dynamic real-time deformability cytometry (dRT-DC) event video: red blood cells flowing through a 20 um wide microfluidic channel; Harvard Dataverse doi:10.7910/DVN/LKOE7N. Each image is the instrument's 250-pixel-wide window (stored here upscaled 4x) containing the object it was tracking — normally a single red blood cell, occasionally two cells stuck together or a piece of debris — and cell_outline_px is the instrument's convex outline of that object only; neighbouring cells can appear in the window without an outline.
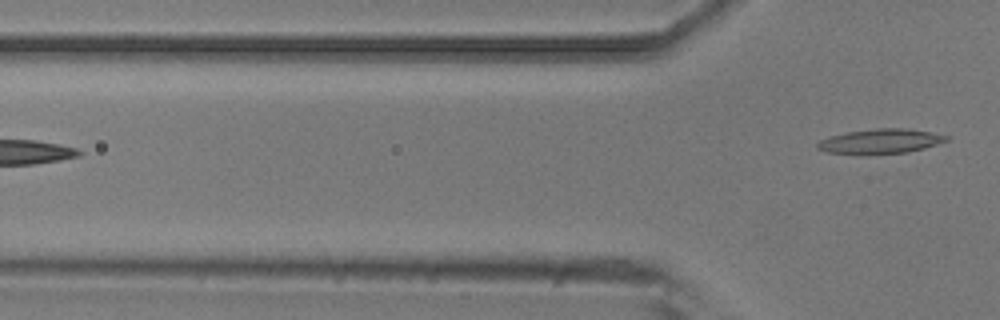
{"species": "common noctule bat (a hibernating species)", "species_latin": "Nyctalus noctula", "temperature_condition": "room temperature", "stored_images_in_passage": 3, "camera_frame_rate_fps": 3000, "um_per_image_px": 0.085, "animal": {"sex": "male", "body_mass_g": 20.5, "forearm_length_mm": 52.5}, "frame": {"image": 1, "passage_image": 3, "time_ms": 0.667, "image_size_px": [1000, 320], "cell_outline_px": [[952, 136], [948, 140], [924, 148], [908, 152], [828, 152], [816, 148], [816, 144], [820, 140], [832, 136], [848, 132], [876, 128], [904, 128]], "centroid_in_image_um": [74.89, 11.97], "position_along_channel_um": 50.9, "area_um2": 17.63}}